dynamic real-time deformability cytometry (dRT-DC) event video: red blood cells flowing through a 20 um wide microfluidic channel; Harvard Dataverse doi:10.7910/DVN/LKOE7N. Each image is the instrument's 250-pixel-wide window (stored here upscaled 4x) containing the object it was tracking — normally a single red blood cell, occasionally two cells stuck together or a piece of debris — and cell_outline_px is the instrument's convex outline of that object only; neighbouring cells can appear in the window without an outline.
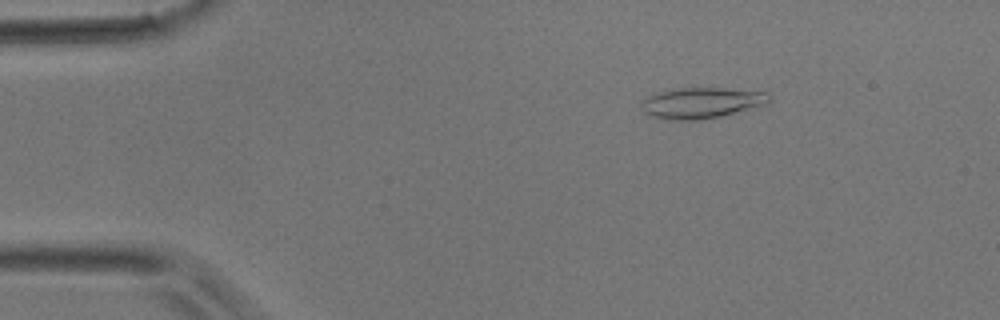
{"species": "common noctule bat (a hibernating species)", "species_latin": "Nyctalus noctula", "temperature_condition": "room temperature", "stored_images_in_passage": 13, "camera_frame_rate_fps": 3000, "um_per_image_px": 0.085, "animal": {"sex": "male", "body_mass_g": 17.9}, "frame": {"image": 1, "passage_image": 7, "time_ms": 2.0, "image_size_px": [1000, 320], "cell_outline_px": [[772, 100], [768, 104], [720, 116], [700, 120], [668, 120], [652, 116], [644, 112], [640, 108], [640, 104], [648, 96], [660, 92], [680, 88], [724, 88], [768, 92]], "centroid_in_image_um": [59.65, 8.75], "position_along_channel_um": 25.3, "area_um2": 23.0}}